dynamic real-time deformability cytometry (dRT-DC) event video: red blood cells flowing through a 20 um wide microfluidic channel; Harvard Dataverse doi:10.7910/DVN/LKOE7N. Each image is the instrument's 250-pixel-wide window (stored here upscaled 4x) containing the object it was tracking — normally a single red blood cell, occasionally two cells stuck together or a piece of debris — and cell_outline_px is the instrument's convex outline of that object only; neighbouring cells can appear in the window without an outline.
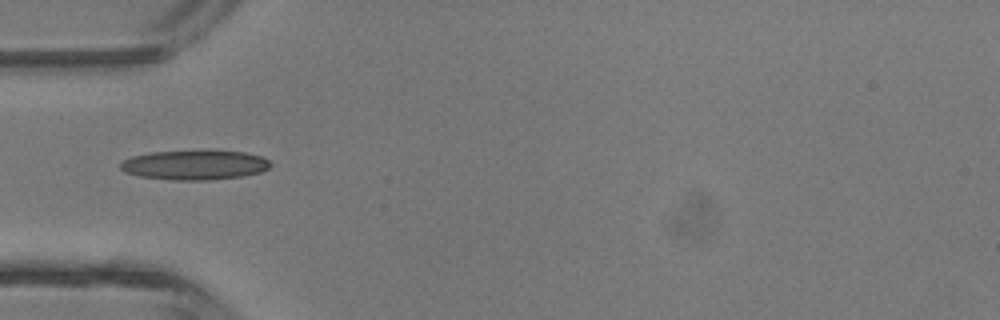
{"species": "common noctule bat (a hibernating species)", "species_latin": "Nyctalus noctula", "temperature_condition": "room temperature", "stored_images_in_passage": 5, "camera_frame_rate_fps": 3000, "um_per_image_px": 0.085, "animal": {"sex": "male", "body_mass_g": 13.3}, "frame": {"image": 1, "passage_image": 4, "time_ms": 4.333, "image_size_px": [1000, 320], "cell_outline_px": [[272, 164], [268, 168], [260, 172], [240, 176], [208, 180], [172, 180], [140, 176], [124, 172], [120, 168], [120, 164], [124, 160], [132, 156], [152, 152], [244, 152], [260, 156], [268, 160]], "centroid_in_image_um": [16.52, 14.04], "position_along_channel_um": 68.5, "area_um2": 25.2}}
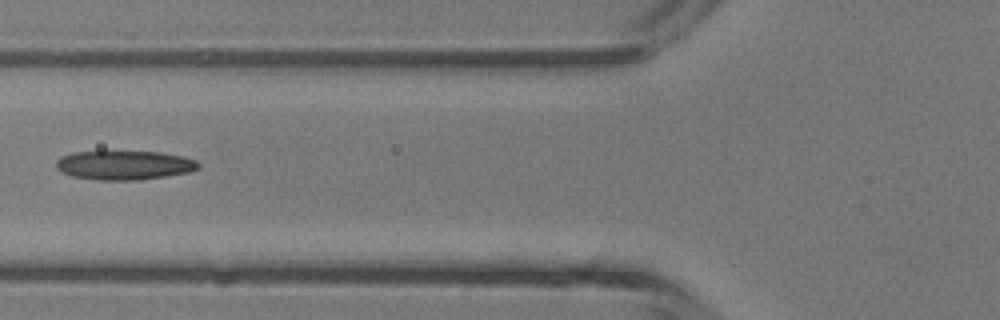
{"frame": {"image": 2, "passage_image": 5, "time_ms": 5.333, "image_size_px": [1000, 320], "cell_outline_px": [[200, 168], [188, 172], [140, 180], [96, 180], [72, 176], [56, 168], [56, 160], [60, 156], [72, 152], [160, 152], [184, 156], [196, 160], [200, 164]], "centroid_in_image_um": [10.57, 14.04], "position_along_channel_um": 115.2, "area_um2": 24.1}}